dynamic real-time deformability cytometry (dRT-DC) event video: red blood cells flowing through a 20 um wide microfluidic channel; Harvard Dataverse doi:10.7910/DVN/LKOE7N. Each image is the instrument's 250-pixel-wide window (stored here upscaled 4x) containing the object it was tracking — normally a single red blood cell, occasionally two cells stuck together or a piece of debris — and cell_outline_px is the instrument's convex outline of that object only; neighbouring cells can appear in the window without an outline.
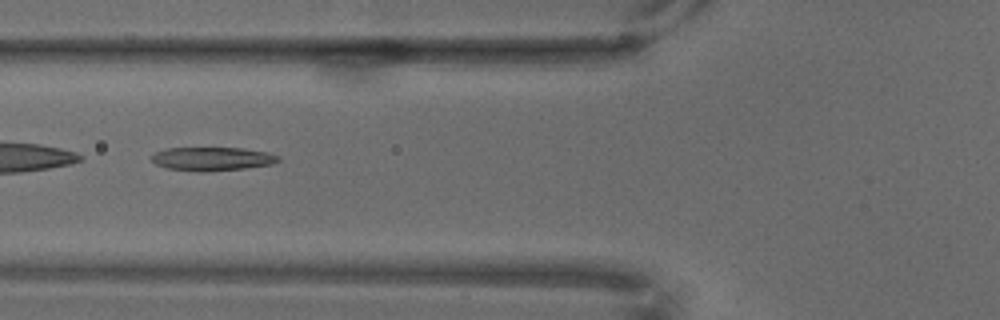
{"species": "common noctule bat (a hibernating species)", "species_latin": "Nyctalus noctula", "temperature_condition": "warm", "stored_images_in_passage": 68, "segment_of_instrument_passage": [2, 2], "camera_frame_rate_fps": 3000, "um_per_image_px": 0.085, "animal": {"sex": "male", "body_mass_g": 18.8}, "frame": {"image": 1, "passage_image": 27, "time_ms": 8.667, "image_size_px": [1000, 320], "cell_outline_px": [[280, 160], [272, 164], [244, 168], [204, 172], [164, 168], [156, 164], [152, 160], [152, 156], [156, 152], [164, 148], [244, 148], [268, 152], [280, 156]], "centroid_in_image_um": [18.05, 13.5], "position_along_channel_um": 107.8, "area_um2": 17.46}}
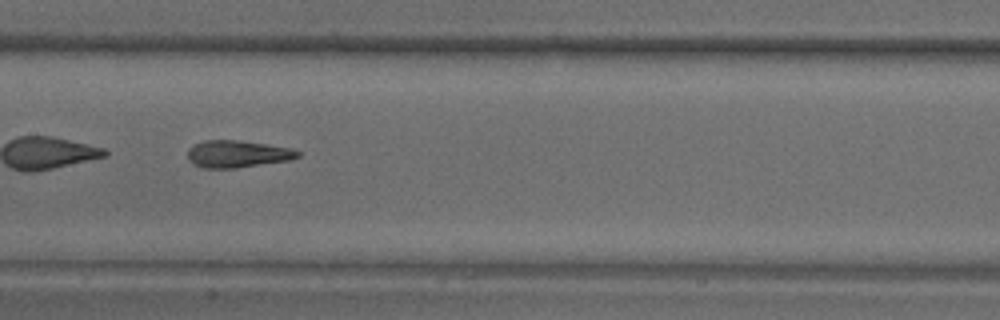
{"frame": {"image": 2, "passage_image": 35, "time_ms": 11.333, "image_size_px": [1000, 320], "cell_outline_px": [[300, 156], [292, 160], [236, 168], [204, 168], [192, 164], [188, 160], [188, 148], [192, 144], [204, 140], [240, 140], [292, 148], [300, 152]], "centroid_in_image_um": [20.17, 13.08], "position_along_channel_um": 187.2, "area_um2": 17.69}}
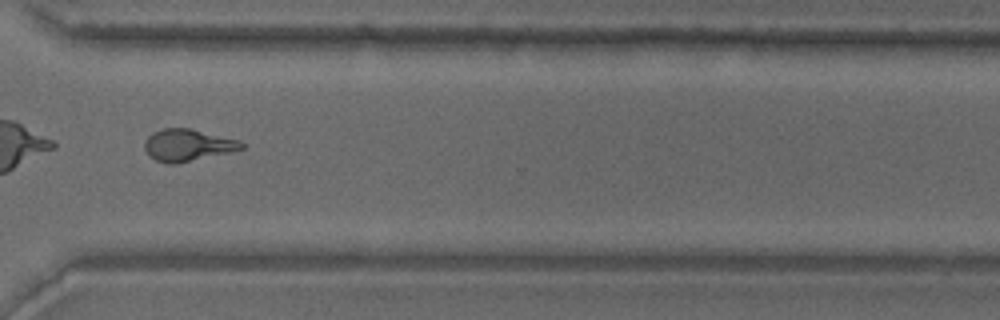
{"frame": {"image": 3, "passage_image": 52, "time_ms": 17.0, "image_size_px": [1000, 320], "cell_outline_px": [[244, 148], [228, 152], [176, 164], [168, 164], [156, 160], [148, 156], [144, 148], [144, 144], [148, 136], [164, 128], [188, 128], [240, 140], [244, 144]], "centroid_in_image_um": [15.93, 12.34], "position_along_channel_um": 354.7, "area_um2": 17.8}}